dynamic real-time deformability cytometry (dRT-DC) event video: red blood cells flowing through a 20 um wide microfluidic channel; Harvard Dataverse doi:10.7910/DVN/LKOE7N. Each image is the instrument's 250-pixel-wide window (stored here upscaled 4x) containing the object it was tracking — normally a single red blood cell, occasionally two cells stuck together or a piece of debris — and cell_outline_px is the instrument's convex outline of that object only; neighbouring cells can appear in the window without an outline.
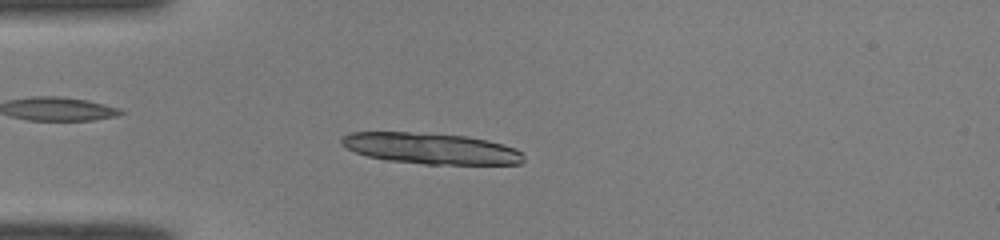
{"species": "common noctule bat (a hibernating species)", "species_latin": "Nyctalus noctula", "temperature_condition": "room temperature", "stored_images_in_passage": 49, "camera_frame_rate_fps": 3000, "um_per_image_px": 0.085, "animal": {"sex": "male", "body_mass_g": 19.0, "forearm_length_mm": 50.8}, "frame": {"image": 1, "passage_image": 13, "time_ms": 4.0, "image_size_px": [1000, 240], "cell_outline_px": [[524, 160], [520, 164], [424, 164], [388, 160], [368, 156], [356, 152], [340, 144], [340, 140], [344, 136], [352, 132], [408, 132], [468, 136], [488, 140], [504, 144], [516, 148], [524, 156]], "centroid_in_image_um": [36.66, 12.62], "position_along_channel_um": 48.3, "area_um2": 32.83}}